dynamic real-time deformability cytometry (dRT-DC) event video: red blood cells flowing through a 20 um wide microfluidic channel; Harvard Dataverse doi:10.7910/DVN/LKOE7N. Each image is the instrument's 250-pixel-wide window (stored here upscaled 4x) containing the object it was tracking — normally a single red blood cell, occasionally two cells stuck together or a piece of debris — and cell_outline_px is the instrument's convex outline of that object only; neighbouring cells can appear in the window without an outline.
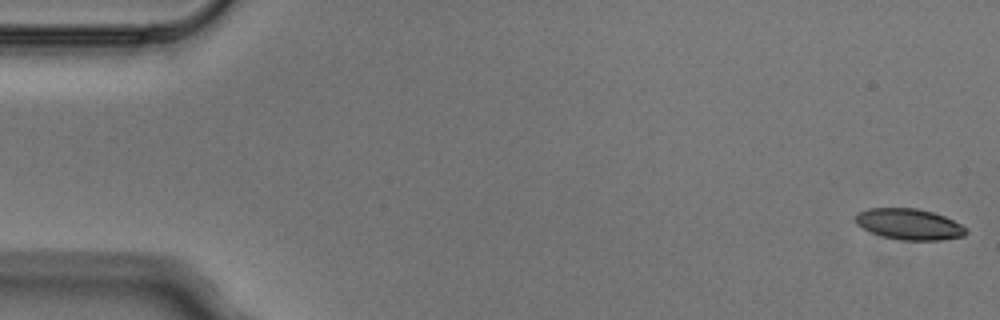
{"species": "Egyptian fruit bat (a non-hibernating species)", "species_latin": "Rousettus aegyptiacus", "temperature_condition": "cold", "stored_images_in_passage": 5, "segment_of_instrument_passage": [1, 2], "camera_frame_rate_fps": 3000, "um_per_image_px": 0.085, "animal": {"sex": "male"}, "frame": {"image": 1, "passage_image": 1, "time_ms": 0.0, "image_size_px": [1000, 320], "cell_outline_px": [[968, 232], [964, 236], [940, 240], [904, 240], [880, 236], [856, 224], [856, 216], [860, 212], [868, 208], [916, 208], [932, 212], [944, 216], [968, 228]], "centroid_in_image_um": [77.31, 19.06], "position_along_channel_um": 7.7, "area_um2": 19.83}}